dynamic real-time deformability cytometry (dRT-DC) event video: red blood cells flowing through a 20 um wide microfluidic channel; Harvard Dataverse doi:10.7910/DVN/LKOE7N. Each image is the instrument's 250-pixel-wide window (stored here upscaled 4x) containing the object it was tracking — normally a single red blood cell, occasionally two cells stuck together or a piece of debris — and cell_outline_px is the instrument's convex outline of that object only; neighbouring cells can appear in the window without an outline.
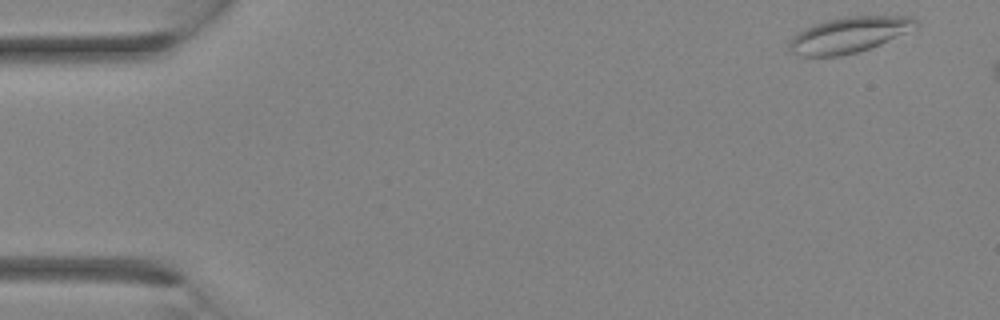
{"species": "Egyptian fruit bat (a non-hibernating species)", "species_latin": "Rousettus aegyptiacus", "temperature_condition": "room temperature", "stored_images_in_passage": 5, "camera_frame_rate_fps": 3000, "um_per_image_px": 0.085, "animal": {"sex": "female"}, "frame": {"image": 1, "passage_image": 1, "time_ms": 0.0, "image_size_px": [1000, 320], "cell_outline_px": [[920, 24], [916, 28], [880, 44], [856, 52], [840, 56], [796, 56], [788, 48], [788, 44], [804, 28], [812, 24], [844, 16], [912, 16]], "centroid_in_image_um": [72.18, 2.95], "position_along_channel_um": 12.8, "area_um2": 26.18}}